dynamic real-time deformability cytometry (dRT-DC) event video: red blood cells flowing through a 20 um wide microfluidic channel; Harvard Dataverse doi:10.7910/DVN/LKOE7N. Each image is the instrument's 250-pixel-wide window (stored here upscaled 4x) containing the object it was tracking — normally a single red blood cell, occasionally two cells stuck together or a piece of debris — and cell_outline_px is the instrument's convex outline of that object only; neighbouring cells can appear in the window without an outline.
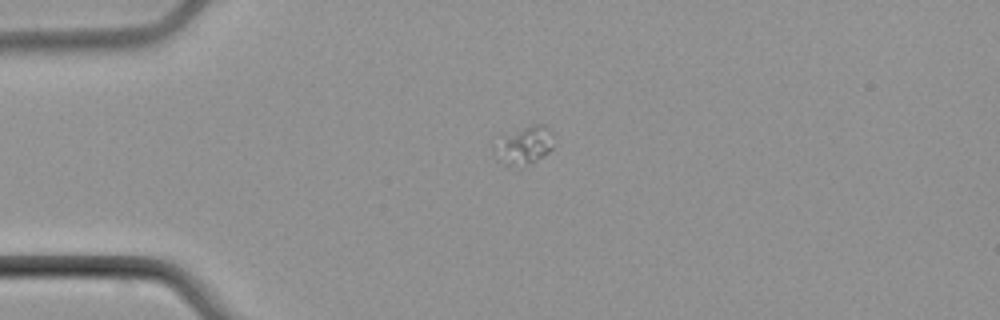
{"species": "common noctule bat (a hibernating species)", "species_latin": "Nyctalus noctula", "temperature_condition": "cold", "stored_images_in_passage": 6, "camera_frame_rate_fps": 3000, "um_per_image_px": 0.085, "animal": {"sex": "male", "body_mass_g": 21.5, "forearm_length_mm": 52.0}, "frame": {"image": 1, "passage_image": 1, "time_ms": 0.0, "image_size_px": [1000, 320], "cell_outline_px": [[556, 144], [548, 152], [536, 160], [512, 164], [504, 164], [496, 160], [492, 152], [492, 148], [524, 128], [532, 124], [544, 124], [548, 128]], "centroid_in_image_um": [44.62, 12.36], "position_along_channel_um": 40.4, "area_um2": 12.08}}
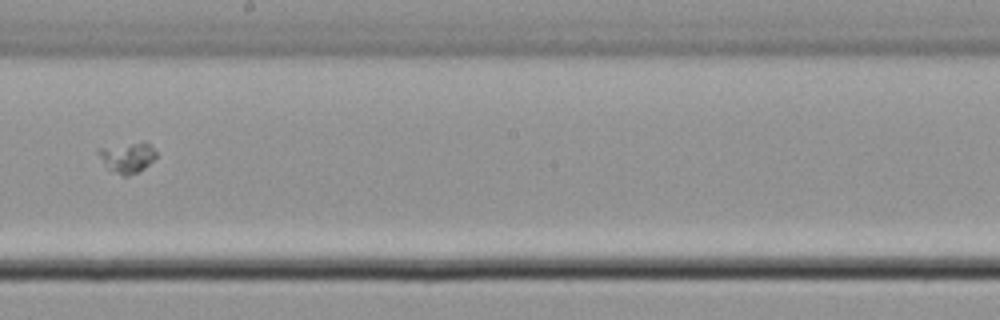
{"frame": {"image": 2, "passage_image": 6, "time_ms": 6.0, "image_size_px": [1000, 320], "cell_outline_px": [[156, 156], [144, 168], [128, 176], [124, 176], [108, 172], [96, 152], [100, 148], [144, 140], [156, 152]], "centroid_in_image_um": [10.77, 13.39], "position_along_channel_um": 237.4, "area_um2": 10.4}}